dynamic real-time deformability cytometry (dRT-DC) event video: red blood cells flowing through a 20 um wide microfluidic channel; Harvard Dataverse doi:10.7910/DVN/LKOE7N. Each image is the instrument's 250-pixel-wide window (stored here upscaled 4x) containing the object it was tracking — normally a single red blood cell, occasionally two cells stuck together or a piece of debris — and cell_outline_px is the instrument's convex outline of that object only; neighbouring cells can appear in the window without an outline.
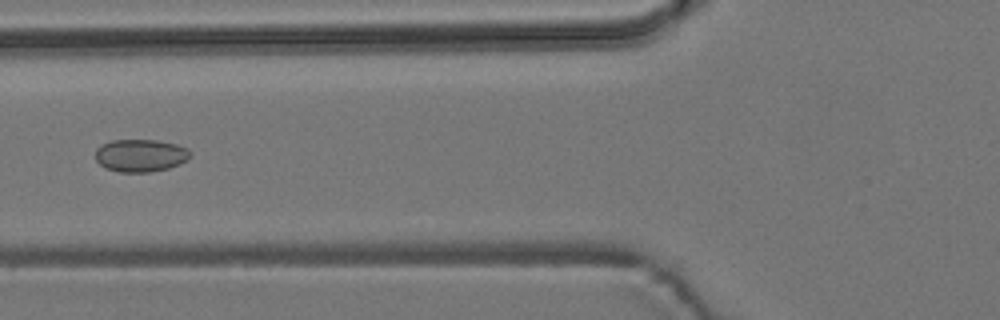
{"species": "common noctule bat (a hibernating species)", "species_latin": "Nyctalus noctula", "temperature_condition": "room temperature", "stored_images_in_passage": 3, "camera_frame_rate_fps": 3000, "um_per_image_px": 0.085, "animal": {"sex": "male", "body_mass_g": 19.2, "forearm_length_mm": 51.8}, "frame": {"image": 1, "passage_image": 3, "time_ms": 3.333, "image_size_px": [1000, 320], "cell_outline_px": [[192, 156], [180, 164], [168, 168], [148, 172], [120, 172], [104, 168], [96, 160], [96, 148], [100, 144], [112, 140], [156, 140], [176, 144], [188, 148], [192, 152]], "centroid_in_image_um": [11.95, 13.21], "position_along_channel_um": 113.9, "area_um2": 18.21}}